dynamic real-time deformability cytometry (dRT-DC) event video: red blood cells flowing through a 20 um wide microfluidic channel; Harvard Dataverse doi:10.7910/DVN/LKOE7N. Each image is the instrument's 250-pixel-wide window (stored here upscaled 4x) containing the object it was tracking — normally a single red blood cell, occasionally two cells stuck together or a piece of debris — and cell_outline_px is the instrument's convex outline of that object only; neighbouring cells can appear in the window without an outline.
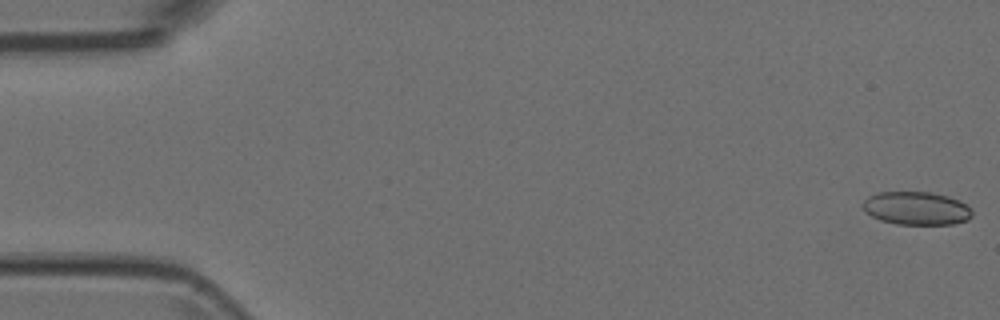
{"species": "Egyptian fruit bat (a non-hibernating species)", "species_latin": "Rousettus aegyptiacus", "temperature_condition": "room temperature", "stored_images_in_passage": 6, "camera_frame_rate_fps": 3000, "um_per_image_px": 0.085, "animal": {"sex": "female"}, "frame": {"image": 1, "passage_image": 1, "time_ms": 0.0, "image_size_px": [1000, 320], "cell_outline_px": [[972, 216], [968, 220], [952, 224], [896, 224], [880, 220], [872, 216], [860, 204], [868, 196], [876, 192], [928, 192], [948, 196], [960, 200], [972, 208]], "centroid_in_image_um": [77.91, 17.7], "position_along_channel_um": 7.1, "area_um2": 21.27}}
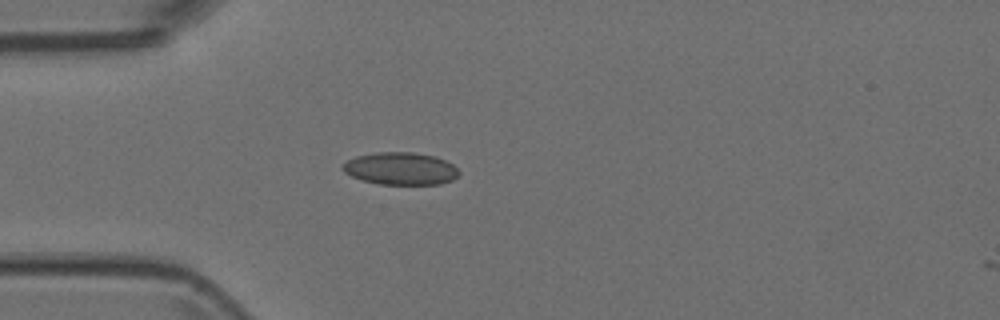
{"frame": {"image": 2, "passage_image": 5, "time_ms": 1.333, "image_size_px": [1000, 320], "cell_outline_px": [[460, 172], [452, 180], [440, 184], [380, 184], [364, 180], [352, 176], [344, 172], [340, 168], [348, 160], [356, 156], [376, 152], [412, 152], [436, 156], [452, 164]], "centroid_in_image_um": [34.04, 14.32], "position_along_channel_um": 51.0, "area_um2": 21.85}}